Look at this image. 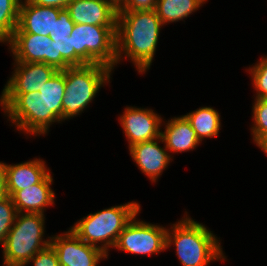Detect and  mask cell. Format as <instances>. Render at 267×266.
<instances>
[{
    "instance_id": "6da1fadb",
    "label": "cell",
    "mask_w": 267,
    "mask_h": 266,
    "mask_svg": "<svg viewBox=\"0 0 267 266\" xmlns=\"http://www.w3.org/2000/svg\"><path fill=\"white\" fill-rule=\"evenodd\" d=\"M163 26L155 10L118 11L117 64L127 58L138 73L144 75L154 60Z\"/></svg>"
},
{
    "instance_id": "7a4b0ae2",
    "label": "cell",
    "mask_w": 267,
    "mask_h": 266,
    "mask_svg": "<svg viewBox=\"0 0 267 266\" xmlns=\"http://www.w3.org/2000/svg\"><path fill=\"white\" fill-rule=\"evenodd\" d=\"M185 214L167 228L166 249L174 245L182 266H209L216 260L225 261L220 238L207 226L193 220L187 211Z\"/></svg>"
},
{
    "instance_id": "3957f363",
    "label": "cell",
    "mask_w": 267,
    "mask_h": 266,
    "mask_svg": "<svg viewBox=\"0 0 267 266\" xmlns=\"http://www.w3.org/2000/svg\"><path fill=\"white\" fill-rule=\"evenodd\" d=\"M141 211L140 204L130 201L80 218L70 228L82 241L96 246L109 256L126 224Z\"/></svg>"
},
{
    "instance_id": "277c9868",
    "label": "cell",
    "mask_w": 267,
    "mask_h": 266,
    "mask_svg": "<svg viewBox=\"0 0 267 266\" xmlns=\"http://www.w3.org/2000/svg\"><path fill=\"white\" fill-rule=\"evenodd\" d=\"M111 68L102 64H86L65 69V92L62 100V121L80 115L97 93L110 83Z\"/></svg>"
},
{
    "instance_id": "5b68a950",
    "label": "cell",
    "mask_w": 267,
    "mask_h": 266,
    "mask_svg": "<svg viewBox=\"0 0 267 266\" xmlns=\"http://www.w3.org/2000/svg\"><path fill=\"white\" fill-rule=\"evenodd\" d=\"M44 232V214L17 213L14 224L2 245V266H23L37 252L48 247L51 237L43 238Z\"/></svg>"
},
{
    "instance_id": "8992f818",
    "label": "cell",
    "mask_w": 267,
    "mask_h": 266,
    "mask_svg": "<svg viewBox=\"0 0 267 266\" xmlns=\"http://www.w3.org/2000/svg\"><path fill=\"white\" fill-rule=\"evenodd\" d=\"M75 66L102 64L117 66L116 26L75 24L71 35Z\"/></svg>"
},
{
    "instance_id": "52a82bcc",
    "label": "cell",
    "mask_w": 267,
    "mask_h": 266,
    "mask_svg": "<svg viewBox=\"0 0 267 266\" xmlns=\"http://www.w3.org/2000/svg\"><path fill=\"white\" fill-rule=\"evenodd\" d=\"M0 106L11 126L28 135H44V104L39 92L1 94Z\"/></svg>"
},
{
    "instance_id": "ba28073f",
    "label": "cell",
    "mask_w": 267,
    "mask_h": 266,
    "mask_svg": "<svg viewBox=\"0 0 267 266\" xmlns=\"http://www.w3.org/2000/svg\"><path fill=\"white\" fill-rule=\"evenodd\" d=\"M138 214L126 224L113 249L141 256L164 252L167 227L140 221L136 218Z\"/></svg>"
},
{
    "instance_id": "9c48e42d",
    "label": "cell",
    "mask_w": 267,
    "mask_h": 266,
    "mask_svg": "<svg viewBox=\"0 0 267 266\" xmlns=\"http://www.w3.org/2000/svg\"><path fill=\"white\" fill-rule=\"evenodd\" d=\"M50 245L55 250L60 266H97L108 255L100 248L82 241L70 228L53 235Z\"/></svg>"
},
{
    "instance_id": "30bf717a",
    "label": "cell",
    "mask_w": 267,
    "mask_h": 266,
    "mask_svg": "<svg viewBox=\"0 0 267 266\" xmlns=\"http://www.w3.org/2000/svg\"><path fill=\"white\" fill-rule=\"evenodd\" d=\"M118 117L123 133L128 141V148L140 142L161 137L163 118L152 109L126 106Z\"/></svg>"
},
{
    "instance_id": "8fae6325",
    "label": "cell",
    "mask_w": 267,
    "mask_h": 266,
    "mask_svg": "<svg viewBox=\"0 0 267 266\" xmlns=\"http://www.w3.org/2000/svg\"><path fill=\"white\" fill-rule=\"evenodd\" d=\"M5 43L14 62L45 63L55 68L54 41L49 36L13 33Z\"/></svg>"
},
{
    "instance_id": "7c38bea8",
    "label": "cell",
    "mask_w": 267,
    "mask_h": 266,
    "mask_svg": "<svg viewBox=\"0 0 267 266\" xmlns=\"http://www.w3.org/2000/svg\"><path fill=\"white\" fill-rule=\"evenodd\" d=\"M12 75L1 94H27L39 92L42 86L58 71L45 63L14 62Z\"/></svg>"
},
{
    "instance_id": "4fadbf2b",
    "label": "cell",
    "mask_w": 267,
    "mask_h": 266,
    "mask_svg": "<svg viewBox=\"0 0 267 266\" xmlns=\"http://www.w3.org/2000/svg\"><path fill=\"white\" fill-rule=\"evenodd\" d=\"M159 142H164L162 137L136 143L129 147L132 160L152 183L158 181L164 170H166L173 161L165 144L164 147H162Z\"/></svg>"
},
{
    "instance_id": "5bb4252c",
    "label": "cell",
    "mask_w": 267,
    "mask_h": 266,
    "mask_svg": "<svg viewBox=\"0 0 267 266\" xmlns=\"http://www.w3.org/2000/svg\"><path fill=\"white\" fill-rule=\"evenodd\" d=\"M61 10L57 7L39 6L27 0H21L18 23L13 33L53 36L55 22Z\"/></svg>"
},
{
    "instance_id": "9a60e30c",
    "label": "cell",
    "mask_w": 267,
    "mask_h": 266,
    "mask_svg": "<svg viewBox=\"0 0 267 266\" xmlns=\"http://www.w3.org/2000/svg\"><path fill=\"white\" fill-rule=\"evenodd\" d=\"M66 10L75 24L117 26V13L104 0H71Z\"/></svg>"
},
{
    "instance_id": "2e32d148",
    "label": "cell",
    "mask_w": 267,
    "mask_h": 266,
    "mask_svg": "<svg viewBox=\"0 0 267 266\" xmlns=\"http://www.w3.org/2000/svg\"><path fill=\"white\" fill-rule=\"evenodd\" d=\"M52 184L53 176L49 172L39 183L17 191L11 197L17 213L44 214L46 208L54 205L56 200Z\"/></svg>"
},
{
    "instance_id": "e0dca14e",
    "label": "cell",
    "mask_w": 267,
    "mask_h": 266,
    "mask_svg": "<svg viewBox=\"0 0 267 266\" xmlns=\"http://www.w3.org/2000/svg\"><path fill=\"white\" fill-rule=\"evenodd\" d=\"M40 158L30 159L18 164H6L7 196L12 197L17 191L39 183L51 170Z\"/></svg>"
},
{
    "instance_id": "ac0fdd59",
    "label": "cell",
    "mask_w": 267,
    "mask_h": 266,
    "mask_svg": "<svg viewBox=\"0 0 267 266\" xmlns=\"http://www.w3.org/2000/svg\"><path fill=\"white\" fill-rule=\"evenodd\" d=\"M170 119L166 120V123L164 120L162 121L161 126H165L164 131H161V137L164 141L162 144H165L171 157H174L172 156L174 153H184L196 149L201 142L186 117L182 115Z\"/></svg>"
},
{
    "instance_id": "d6986e66",
    "label": "cell",
    "mask_w": 267,
    "mask_h": 266,
    "mask_svg": "<svg viewBox=\"0 0 267 266\" xmlns=\"http://www.w3.org/2000/svg\"><path fill=\"white\" fill-rule=\"evenodd\" d=\"M65 92V70L57 71L39 90L44 104V136L55 122H62V100Z\"/></svg>"
},
{
    "instance_id": "ffe728a7",
    "label": "cell",
    "mask_w": 267,
    "mask_h": 266,
    "mask_svg": "<svg viewBox=\"0 0 267 266\" xmlns=\"http://www.w3.org/2000/svg\"><path fill=\"white\" fill-rule=\"evenodd\" d=\"M184 116L190 122L200 142L204 138L218 137L221 130V116L213 107H199Z\"/></svg>"
},
{
    "instance_id": "44dd1931",
    "label": "cell",
    "mask_w": 267,
    "mask_h": 266,
    "mask_svg": "<svg viewBox=\"0 0 267 266\" xmlns=\"http://www.w3.org/2000/svg\"><path fill=\"white\" fill-rule=\"evenodd\" d=\"M208 0H157L155 11L163 25L184 21Z\"/></svg>"
},
{
    "instance_id": "7402d4cb",
    "label": "cell",
    "mask_w": 267,
    "mask_h": 266,
    "mask_svg": "<svg viewBox=\"0 0 267 266\" xmlns=\"http://www.w3.org/2000/svg\"><path fill=\"white\" fill-rule=\"evenodd\" d=\"M21 0H0V43H5L17 27Z\"/></svg>"
},
{
    "instance_id": "603a6c76",
    "label": "cell",
    "mask_w": 267,
    "mask_h": 266,
    "mask_svg": "<svg viewBox=\"0 0 267 266\" xmlns=\"http://www.w3.org/2000/svg\"><path fill=\"white\" fill-rule=\"evenodd\" d=\"M49 37L54 41L55 68L63 71L75 66V51L72 49L71 38L69 36L55 37V35Z\"/></svg>"
},
{
    "instance_id": "cb8c5ba5",
    "label": "cell",
    "mask_w": 267,
    "mask_h": 266,
    "mask_svg": "<svg viewBox=\"0 0 267 266\" xmlns=\"http://www.w3.org/2000/svg\"><path fill=\"white\" fill-rule=\"evenodd\" d=\"M247 71H249L254 91H256L254 99L267 98V56H262L255 65L249 66Z\"/></svg>"
},
{
    "instance_id": "d4e9b609",
    "label": "cell",
    "mask_w": 267,
    "mask_h": 266,
    "mask_svg": "<svg viewBox=\"0 0 267 266\" xmlns=\"http://www.w3.org/2000/svg\"><path fill=\"white\" fill-rule=\"evenodd\" d=\"M251 135L255 143L262 135L267 133V98L255 99L252 106Z\"/></svg>"
},
{
    "instance_id": "484cf974",
    "label": "cell",
    "mask_w": 267,
    "mask_h": 266,
    "mask_svg": "<svg viewBox=\"0 0 267 266\" xmlns=\"http://www.w3.org/2000/svg\"><path fill=\"white\" fill-rule=\"evenodd\" d=\"M17 215L16 207L10 196L0 200V245L5 243L7 235L14 224Z\"/></svg>"
},
{
    "instance_id": "4316f807",
    "label": "cell",
    "mask_w": 267,
    "mask_h": 266,
    "mask_svg": "<svg viewBox=\"0 0 267 266\" xmlns=\"http://www.w3.org/2000/svg\"><path fill=\"white\" fill-rule=\"evenodd\" d=\"M30 262H33V266H60L58 256L51 245L37 252L23 266L30 264Z\"/></svg>"
},
{
    "instance_id": "83f0119b",
    "label": "cell",
    "mask_w": 267,
    "mask_h": 266,
    "mask_svg": "<svg viewBox=\"0 0 267 266\" xmlns=\"http://www.w3.org/2000/svg\"><path fill=\"white\" fill-rule=\"evenodd\" d=\"M75 23L71 20L70 14L66 9H62L59 12L58 19L54 26L55 37L70 36Z\"/></svg>"
},
{
    "instance_id": "f1b7e54d",
    "label": "cell",
    "mask_w": 267,
    "mask_h": 266,
    "mask_svg": "<svg viewBox=\"0 0 267 266\" xmlns=\"http://www.w3.org/2000/svg\"><path fill=\"white\" fill-rule=\"evenodd\" d=\"M157 0H126L118 11L155 10Z\"/></svg>"
},
{
    "instance_id": "f546056e",
    "label": "cell",
    "mask_w": 267,
    "mask_h": 266,
    "mask_svg": "<svg viewBox=\"0 0 267 266\" xmlns=\"http://www.w3.org/2000/svg\"><path fill=\"white\" fill-rule=\"evenodd\" d=\"M30 3L45 6V7H57L60 9H66L71 0H27Z\"/></svg>"
},
{
    "instance_id": "4dcf8cb0",
    "label": "cell",
    "mask_w": 267,
    "mask_h": 266,
    "mask_svg": "<svg viewBox=\"0 0 267 266\" xmlns=\"http://www.w3.org/2000/svg\"><path fill=\"white\" fill-rule=\"evenodd\" d=\"M7 196L5 162H0V200Z\"/></svg>"
},
{
    "instance_id": "1f68e13d",
    "label": "cell",
    "mask_w": 267,
    "mask_h": 266,
    "mask_svg": "<svg viewBox=\"0 0 267 266\" xmlns=\"http://www.w3.org/2000/svg\"><path fill=\"white\" fill-rule=\"evenodd\" d=\"M254 144L267 155V133L262 135Z\"/></svg>"
},
{
    "instance_id": "d6a6232c",
    "label": "cell",
    "mask_w": 267,
    "mask_h": 266,
    "mask_svg": "<svg viewBox=\"0 0 267 266\" xmlns=\"http://www.w3.org/2000/svg\"><path fill=\"white\" fill-rule=\"evenodd\" d=\"M110 3L116 10H119L125 3L126 0H104Z\"/></svg>"
}]
</instances>
